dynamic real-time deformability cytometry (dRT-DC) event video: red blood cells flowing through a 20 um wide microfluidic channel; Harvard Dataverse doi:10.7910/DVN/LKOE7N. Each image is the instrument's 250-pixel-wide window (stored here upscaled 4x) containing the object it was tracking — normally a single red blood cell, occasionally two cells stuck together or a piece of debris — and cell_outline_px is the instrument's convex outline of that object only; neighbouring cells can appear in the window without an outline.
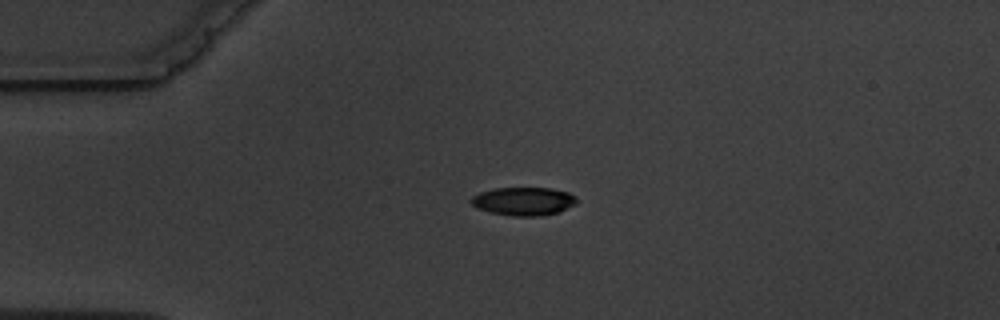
{"species": "common noctule bat (a hibernating species)", "species_latin": "Nyctalus noctula", "temperature_condition": "warm", "stored_images_in_passage": 2, "camera_frame_rate_fps": 3000, "um_per_image_px": 0.085, "animal": {"sex": "male", "body_mass_g": 19.5, "forearm_length_mm": 54.6}, "frame": {"image": 1, "passage_image": 1, "time_ms": 0.0, "image_size_px": [1000, 320], "cell_outline_px": [[576, 204], [560, 212], [540, 216], [512, 216], [492, 212], [480, 208], [472, 204], [468, 200], [472, 196], [480, 192], [492, 188], [552, 188], [568, 192], [576, 196]], "centroid_in_image_um": [44.52, 17.1], "position_along_channel_um": 40.5, "area_um2": 17.46}}